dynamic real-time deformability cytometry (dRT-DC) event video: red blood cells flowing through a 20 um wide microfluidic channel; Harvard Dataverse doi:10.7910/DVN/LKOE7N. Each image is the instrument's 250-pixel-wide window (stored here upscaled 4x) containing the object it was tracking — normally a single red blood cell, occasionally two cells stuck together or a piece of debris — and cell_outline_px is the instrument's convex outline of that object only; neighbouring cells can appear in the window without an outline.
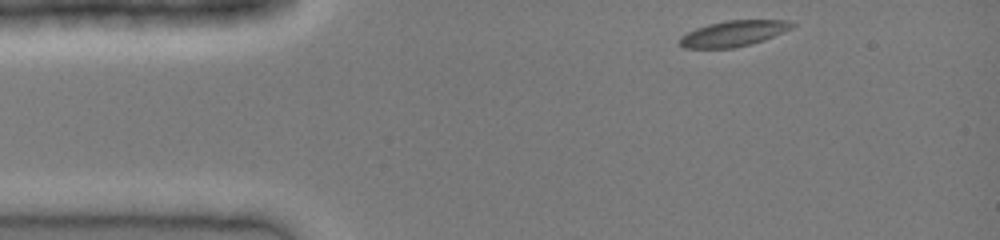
{"species": "common noctule bat (a hibernating species)", "species_latin": "Nyctalus noctula", "temperature_condition": "cold", "stored_images_in_passage": 33, "camera_frame_rate_fps": 3000, "um_per_image_px": 0.085, "animal": {"sex": "female", "body_mass_g": 19.0, "forearm_length_mm": 51.5}, "frame": {"image": 1, "passage_image": 1, "time_ms": 0.0, "image_size_px": [1000, 240], "cell_outline_px": [[796, 24], [792, 28], [764, 40], [732, 48], [684, 48], [680, 44], [680, 36], [696, 28], [708, 24], [728, 20], [788, 20]], "centroid_in_image_um": [62.35, 2.84], "position_along_channel_um": 22.7, "area_um2": 16.7}}
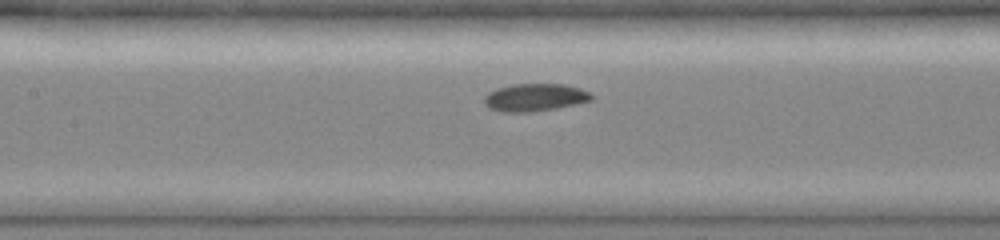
{"frame": {"image": 2, "passage_image": 14, "time_ms": 4.333, "image_size_px": [1000, 240], "cell_outline_px": [[592, 100], [556, 108], [528, 112], [504, 112], [488, 108], [484, 104], [484, 96], [488, 92], [496, 88], [512, 84], [564, 84], [580, 88], [588, 92], [592, 96]], "centroid_in_image_um": [45.41, 8.27], "position_along_channel_um": 162.0, "area_um2": 17.22}}
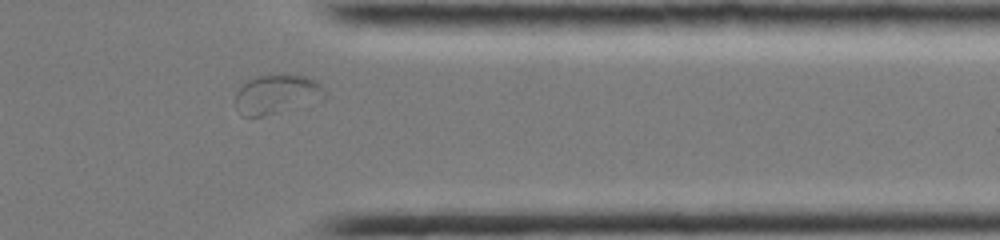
{"frame": {"image": 3, "passage_image": 29, "time_ms": 9.333, "image_size_px": [1000, 240], "cell_outline_px": [[324, 100], [264, 116], [244, 116], [236, 108], [236, 92], [248, 80], [260, 76], [304, 76], [316, 80], [324, 88]], "centroid_in_image_um": [23.55, 8.04], "position_along_channel_um": 387.9, "area_um2": 20.06}}